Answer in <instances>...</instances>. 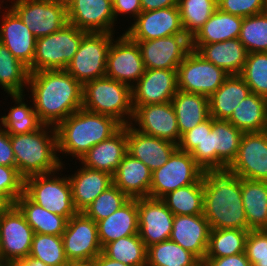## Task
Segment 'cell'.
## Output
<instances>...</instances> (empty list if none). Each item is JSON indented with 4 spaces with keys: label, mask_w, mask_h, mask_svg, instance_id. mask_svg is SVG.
Segmentation results:
<instances>
[{
    "label": "cell",
    "mask_w": 267,
    "mask_h": 266,
    "mask_svg": "<svg viewBox=\"0 0 267 266\" xmlns=\"http://www.w3.org/2000/svg\"><path fill=\"white\" fill-rule=\"evenodd\" d=\"M26 89L44 125L56 127L82 108L83 86L65 69L30 72Z\"/></svg>",
    "instance_id": "6da1fadb"
},
{
    "label": "cell",
    "mask_w": 267,
    "mask_h": 266,
    "mask_svg": "<svg viewBox=\"0 0 267 266\" xmlns=\"http://www.w3.org/2000/svg\"><path fill=\"white\" fill-rule=\"evenodd\" d=\"M203 215L212 229H242L247 226L241 193V178L229 167L203 170Z\"/></svg>",
    "instance_id": "7a4b0ae2"
},
{
    "label": "cell",
    "mask_w": 267,
    "mask_h": 266,
    "mask_svg": "<svg viewBox=\"0 0 267 266\" xmlns=\"http://www.w3.org/2000/svg\"><path fill=\"white\" fill-rule=\"evenodd\" d=\"M121 127L114 118L82 107L55 127L58 153L80 160L92 147L110 138Z\"/></svg>",
    "instance_id": "3957f363"
},
{
    "label": "cell",
    "mask_w": 267,
    "mask_h": 266,
    "mask_svg": "<svg viewBox=\"0 0 267 266\" xmlns=\"http://www.w3.org/2000/svg\"><path fill=\"white\" fill-rule=\"evenodd\" d=\"M16 168L26 178L53 173L62 168V156L58 157L56 128L42 125L38 130L10 135ZM60 158V159H59Z\"/></svg>",
    "instance_id": "277c9868"
},
{
    "label": "cell",
    "mask_w": 267,
    "mask_h": 266,
    "mask_svg": "<svg viewBox=\"0 0 267 266\" xmlns=\"http://www.w3.org/2000/svg\"><path fill=\"white\" fill-rule=\"evenodd\" d=\"M82 107L112 117L126 126L131 123L134 113L132 88L106 76L94 79L83 85Z\"/></svg>",
    "instance_id": "5b68a950"
},
{
    "label": "cell",
    "mask_w": 267,
    "mask_h": 266,
    "mask_svg": "<svg viewBox=\"0 0 267 266\" xmlns=\"http://www.w3.org/2000/svg\"><path fill=\"white\" fill-rule=\"evenodd\" d=\"M87 32L67 23L59 31L36 39L29 72L66 69Z\"/></svg>",
    "instance_id": "8992f818"
},
{
    "label": "cell",
    "mask_w": 267,
    "mask_h": 266,
    "mask_svg": "<svg viewBox=\"0 0 267 266\" xmlns=\"http://www.w3.org/2000/svg\"><path fill=\"white\" fill-rule=\"evenodd\" d=\"M36 175L24 180V193L36 204L69 220L78 211L72 200L69 178L58 176L59 171ZM58 172V173H57ZM57 174V175H56Z\"/></svg>",
    "instance_id": "52a82bcc"
},
{
    "label": "cell",
    "mask_w": 267,
    "mask_h": 266,
    "mask_svg": "<svg viewBox=\"0 0 267 266\" xmlns=\"http://www.w3.org/2000/svg\"><path fill=\"white\" fill-rule=\"evenodd\" d=\"M115 34L87 33L78 51L65 69L82 86L94 79L105 77L107 54Z\"/></svg>",
    "instance_id": "ba28073f"
},
{
    "label": "cell",
    "mask_w": 267,
    "mask_h": 266,
    "mask_svg": "<svg viewBox=\"0 0 267 266\" xmlns=\"http://www.w3.org/2000/svg\"><path fill=\"white\" fill-rule=\"evenodd\" d=\"M8 5L36 38L59 31L68 23L67 7L60 0H7ZM13 3V4H12Z\"/></svg>",
    "instance_id": "9c48e42d"
},
{
    "label": "cell",
    "mask_w": 267,
    "mask_h": 266,
    "mask_svg": "<svg viewBox=\"0 0 267 266\" xmlns=\"http://www.w3.org/2000/svg\"><path fill=\"white\" fill-rule=\"evenodd\" d=\"M203 177V169L190 153L177 149L168 161L152 172L149 197L161 199L169 192L197 183Z\"/></svg>",
    "instance_id": "30bf717a"
},
{
    "label": "cell",
    "mask_w": 267,
    "mask_h": 266,
    "mask_svg": "<svg viewBox=\"0 0 267 266\" xmlns=\"http://www.w3.org/2000/svg\"><path fill=\"white\" fill-rule=\"evenodd\" d=\"M229 76L223 69L191 50L177 68L178 90L210 97Z\"/></svg>",
    "instance_id": "8fae6325"
},
{
    "label": "cell",
    "mask_w": 267,
    "mask_h": 266,
    "mask_svg": "<svg viewBox=\"0 0 267 266\" xmlns=\"http://www.w3.org/2000/svg\"><path fill=\"white\" fill-rule=\"evenodd\" d=\"M145 67L137 42L122 33L113 39L107 54L106 77L133 87L144 74Z\"/></svg>",
    "instance_id": "7c38bea8"
},
{
    "label": "cell",
    "mask_w": 267,
    "mask_h": 266,
    "mask_svg": "<svg viewBox=\"0 0 267 266\" xmlns=\"http://www.w3.org/2000/svg\"><path fill=\"white\" fill-rule=\"evenodd\" d=\"M61 237L68 261L95 259L102 252L97 223L83 212L67 220Z\"/></svg>",
    "instance_id": "4fadbf2b"
},
{
    "label": "cell",
    "mask_w": 267,
    "mask_h": 266,
    "mask_svg": "<svg viewBox=\"0 0 267 266\" xmlns=\"http://www.w3.org/2000/svg\"><path fill=\"white\" fill-rule=\"evenodd\" d=\"M34 231L14 205L0 217V260L17 261L29 256Z\"/></svg>",
    "instance_id": "5bb4252c"
},
{
    "label": "cell",
    "mask_w": 267,
    "mask_h": 266,
    "mask_svg": "<svg viewBox=\"0 0 267 266\" xmlns=\"http://www.w3.org/2000/svg\"><path fill=\"white\" fill-rule=\"evenodd\" d=\"M137 42L145 69H177L192 50V40L186 34H176Z\"/></svg>",
    "instance_id": "9a60e30c"
},
{
    "label": "cell",
    "mask_w": 267,
    "mask_h": 266,
    "mask_svg": "<svg viewBox=\"0 0 267 266\" xmlns=\"http://www.w3.org/2000/svg\"><path fill=\"white\" fill-rule=\"evenodd\" d=\"M133 108L134 113L130 125L135 130L179 144L181 136L171 102L133 106Z\"/></svg>",
    "instance_id": "2e32d148"
},
{
    "label": "cell",
    "mask_w": 267,
    "mask_h": 266,
    "mask_svg": "<svg viewBox=\"0 0 267 266\" xmlns=\"http://www.w3.org/2000/svg\"><path fill=\"white\" fill-rule=\"evenodd\" d=\"M124 33L133 41L185 34L178 6L142 11Z\"/></svg>",
    "instance_id": "e0dca14e"
},
{
    "label": "cell",
    "mask_w": 267,
    "mask_h": 266,
    "mask_svg": "<svg viewBox=\"0 0 267 266\" xmlns=\"http://www.w3.org/2000/svg\"><path fill=\"white\" fill-rule=\"evenodd\" d=\"M138 234L148 248L170 238L174 214L161 199L137 198Z\"/></svg>",
    "instance_id": "ac0fdd59"
},
{
    "label": "cell",
    "mask_w": 267,
    "mask_h": 266,
    "mask_svg": "<svg viewBox=\"0 0 267 266\" xmlns=\"http://www.w3.org/2000/svg\"><path fill=\"white\" fill-rule=\"evenodd\" d=\"M229 168L240 178L267 181V130L243 133L237 157Z\"/></svg>",
    "instance_id": "d6986e66"
},
{
    "label": "cell",
    "mask_w": 267,
    "mask_h": 266,
    "mask_svg": "<svg viewBox=\"0 0 267 266\" xmlns=\"http://www.w3.org/2000/svg\"><path fill=\"white\" fill-rule=\"evenodd\" d=\"M67 20L87 33H116L112 0H73L67 6Z\"/></svg>",
    "instance_id": "ffe728a7"
},
{
    "label": "cell",
    "mask_w": 267,
    "mask_h": 266,
    "mask_svg": "<svg viewBox=\"0 0 267 266\" xmlns=\"http://www.w3.org/2000/svg\"><path fill=\"white\" fill-rule=\"evenodd\" d=\"M177 91V69H145L132 87V104L142 106L171 102Z\"/></svg>",
    "instance_id": "44dd1931"
},
{
    "label": "cell",
    "mask_w": 267,
    "mask_h": 266,
    "mask_svg": "<svg viewBox=\"0 0 267 266\" xmlns=\"http://www.w3.org/2000/svg\"><path fill=\"white\" fill-rule=\"evenodd\" d=\"M0 15V43L25 66L30 68L33 63L36 47V37L22 22L19 16L10 8L3 7ZM7 8V9H6Z\"/></svg>",
    "instance_id": "7402d4cb"
},
{
    "label": "cell",
    "mask_w": 267,
    "mask_h": 266,
    "mask_svg": "<svg viewBox=\"0 0 267 266\" xmlns=\"http://www.w3.org/2000/svg\"><path fill=\"white\" fill-rule=\"evenodd\" d=\"M210 231L209 223L203 214L175 215L169 239L190 251L199 260H204Z\"/></svg>",
    "instance_id": "603a6c76"
},
{
    "label": "cell",
    "mask_w": 267,
    "mask_h": 266,
    "mask_svg": "<svg viewBox=\"0 0 267 266\" xmlns=\"http://www.w3.org/2000/svg\"><path fill=\"white\" fill-rule=\"evenodd\" d=\"M177 149L178 145L173 142L143 134L127 125V153L152 172L162 167Z\"/></svg>",
    "instance_id": "cb8c5ba5"
},
{
    "label": "cell",
    "mask_w": 267,
    "mask_h": 266,
    "mask_svg": "<svg viewBox=\"0 0 267 266\" xmlns=\"http://www.w3.org/2000/svg\"><path fill=\"white\" fill-rule=\"evenodd\" d=\"M127 153V125L122 126L110 138L96 144L79 162L91 169L113 175Z\"/></svg>",
    "instance_id": "d4e9b609"
},
{
    "label": "cell",
    "mask_w": 267,
    "mask_h": 266,
    "mask_svg": "<svg viewBox=\"0 0 267 266\" xmlns=\"http://www.w3.org/2000/svg\"><path fill=\"white\" fill-rule=\"evenodd\" d=\"M69 175L75 209L83 212L104 190L113 184L112 175L82 166Z\"/></svg>",
    "instance_id": "484cf974"
},
{
    "label": "cell",
    "mask_w": 267,
    "mask_h": 266,
    "mask_svg": "<svg viewBox=\"0 0 267 266\" xmlns=\"http://www.w3.org/2000/svg\"><path fill=\"white\" fill-rule=\"evenodd\" d=\"M112 179L113 184L130 199L149 197L152 171L128 153L124 155Z\"/></svg>",
    "instance_id": "4316f807"
},
{
    "label": "cell",
    "mask_w": 267,
    "mask_h": 266,
    "mask_svg": "<svg viewBox=\"0 0 267 266\" xmlns=\"http://www.w3.org/2000/svg\"><path fill=\"white\" fill-rule=\"evenodd\" d=\"M192 49L229 75H240L248 55L239 38L211 44H192Z\"/></svg>",
    "instance_id": "83f0119b"
},
{
    "label": "cell",
    "mask_w": 267,
    "mask_h": 266,
    "mask_svg": "<svg viewBox=\"0 0 267 266\" xmlns=\"http://www.w3.org/2000/svg\"><path fill=\"white\" fill-rule=\"evenodd\" d=\"M98 238L102 248L122 237L138 234L139 220L137 199H130L109 217L97 222Z\"/></svg>",
    "instance_id": "f1b7e54d"
},
{
    "label": "cell",
    "mask_w": 267,
    "mask_h": 266,
    "mask_svg": "<svg viewBox=\"0 0 267 266\" xmlns=\"http://www.w3.org/2000/svg\"><path fill=\"white\" fill-rule=\"evenodd\" d=\"M251 93L240 75H229L224 83L208 98L210 116L228 120L239 103Z\"/></svg>",
    "instance_id": "f546056e"
},
{
    "label": "cell",
    "mask_w": 267,
    "mask_h": 266,
    "mask_svg": "<svg viewBox=\"0 0 267 266\" xmlns=\"http://www.w3.org/2000/svg\"><path fill=\"white\" fill-rule=\"evenodd\" d=\"M180 136L210 117L208 97L178 90L171 100Z\"/></svg>",
    "instance_id": "4dcf8cb0"
},
{
    "label": "cell",
    "mask_w": 267,
    "mask_h": 266,
    "mask_svg": "<svg viewBox=\"0 0 267 266\" xmlns=\"http://www.w3.org/2000/svg\"><path fill=\"white\" fill-rule=\"evenodd\" d=\"M241 193L248 228L267 229V181L241 178Z\"/></svg>",
    "instance_id": "1f68e13d"
},
{
    "label": "cell",
    "mask_w": 267,
    "mask_h": 266,
    "mask_svg": "<svg viewBox=\"0 0 267 266\" xmlns=\"http://www.w3.org/2000/svg\"><path fill=\"white\" fill-rule=\"evenodd\" d=\"M243 17L216 9L191 39L192 44H211L239 38Z\"/></svg>",
    "instance_id": "d6a6232c"
},
{
    "label": "cell",
    "mask_w": 267,
    "mask_h": 266,
    "mask_svg": "<svg viewBox=\"0 0 267 266\" xmlns=\"http://www.w3.org/2000/svg\"><path fill=\"white\" fill-rule=\"evenodd\" d=\"M228 121L243 133L267 130V99L250 93L234 109Z\"/></svg>",
    "instance_id": "836d02e7"
},
{
    "label": "cell",
    "mask_w": 267,
    "mask_h": 266,
    "mask_svg": "<svg viewBox=\"0 0 267 266\" xmlns=\"http://www.w3.org/2000/svg\"><path fill=\"white\" fill-rule=\"evenodd\" d=\"M15 206L23 214L34 233L55 236H62L64 233L67 219L42 208L34 203L25 193L15 201Z\"/></svg>",
    "instance_id": "e575fe53"
},
{
    "label": "cell",
    "mask_w": 267,
    "mask_h": 266,
    "mask_svg": "<svg viewBox=\"0 0 267 266\" xmlns=\"http://www.w3.org/2000/svg\"><path fill=\"white\" fill-rule=\"evenodd\" d=\"M243 132L228 120L212 117V142L215 149V168L229 167L237 157Z\"/></svg>",
    "instance_id": "d590c367"
},
{
    "label": "cell",
    "mask_w": 267,
    "mask_h": 266,
    "mask_svg": "<svg viewBox=\"0 0 267 266\" xmlns=\"http://www.w3.org/2000/svg\"><path fill=\"white\" fill-rule=\"evenodd\" d=\"M15 102L10 111L0 117L1 127L10 135L26 134L38 130L43 123L32 106L24 102L25 94L9 95Z\"/></svg>",
    "instance_id": "8d00e7d4"
},
{
    "label": "cell",
    "mask_w": 267,
    "mask_h": 266,
    "mask_svg": "<svg viewBox=\"0 0 267 266\" xmlns=\"http://www.w3.org/2000/svg\"><path fill=\"white\" fill-rule=\"evenodd\" d=\"M161 200L174 215L203 214V177L197 183L169 192Z\"/></svg>",
    "instance_id": "74e56055"
},
{
    "label": "cell",
    "mask_w": 267,
    "mask_h": 266,
    "mask_svg": "<svg viewBox=\"0 0 267 266\" xmlns=\"http://www.w3.org/2000/svg\"><path fill=\"white\" fill-rule=\"evenodd\" d=\"M29 75V68L0 43V87L7 95L25 94Z\"/></svg>",
    "instance_id": "f35d334b"
},
{
    "label": "cell",
    "mask_w": 267,
    "mask_h": 266,
    "mask_svg": "<svg viewBox=\"0 0 267 266\" xmlns=\"http://www.w3.org/2000/svg\"><path fill=\"white\" fill-rule=\"evenodd\" d=\"M250 230L212 229L205 258H220L245 252Z\"/></svg>",
    "instance_id": "ab89813d"
},
{
    "label": "cell",
    "mask_w": 267,
    "mask_h": 266,
    "mask_svg": "<svg viewBox=\"0 0 267 266\" xmlns=\"http://www.w3.org/2000/svg\"><path fill=\"white\" fill-rule=\"evenodd\" d=\"M102 253L129 266H147V248L139 234L122 237L106 244Z\"/></svg>",
    "instance_id": "60d3db41"
},
{
    "label": "cell",
    "mask_w": 267,
    "mask_h": 266,
    "mask_svg": "<svg viewBox=\"0 0 267 266\" xmlns=\"http://www.w3.org/2000/svg\"><path fill=\"white\" fill-rule=\"evenodd\" d=\"M199 259L168 239L147 248V266H193Z\"/></svg>",
    "instance_id": "b9f144b4"
},
{
    "label": "cell",
    "mask_w": 267,
    "mask_h": 266,
    "mask_svg": "<svg viewBox=\"0 0 267 266\" xmlns=\"http://www.w3.org/2000/svg\"><path fill=\"white\" fill-rule=\"evenodd\" d=\"M181 22L191 39L218 8L217 0H178Z\"/></svg>",
    "instance_id": "7bdbcfd3"
},
{
    "label": "cell",
    "mask_w": 267,
    "mask_h": 266,
    "mask_svg": "<svg viewBox=\"0 0 267 266\" xmlns=\"http://www.w3.org/2000/svg\"><path fill=\"white\" fill-rule=\"evenodd\" d=\"M28 257L39 259L48 266H65L68 263L62 237L55 235L34 233Z\"/></svg>",
    "instance_id": "ee69618b"
},
{
    "label": "cell",
    "mask_w": 267,
    "mask_h": 266,
    "mask_svg": "<svg viewBox=\"0 0 267 266\" xmlns=\"http://www.w3.org/2000/svg\"><path fill=\"white\" fill-rule=\"evenodd\" d=\"M239 40L248 53L267 52V10L243 18Z\"/></svg>",
    "instance_id": "f6af8a7d"
},
{
    "label": "cell",
    "mask_w": 267,
    "mask_h": 266,
    "mask_svg": "<svg viewBox=\"0 0 267 266\" xmlns=\"http://www.w3.org/2000/svg\"><path fill=\"white\" fill-rule=\"evenodd\" d=\"M240 76L251 93L267 99V52L248 53Z\"/></svg>",
    "instance_id": "bcb514c9"
},
{
    "label": "cell",
    "mask_w": 267,
    "mask_h": 266,
    "mask_svg": "<svg viewBox=\"0 0 267 266\" xmlns=\"http://www.w3.org/2000/svg\"><path fill=\"white\" fill-rule=\"evenodd\" d=\"M130 198L118 187L112 184L104 190L84 211L83 213L98 222L109 217L115 211L124 206Z\"/></svg>",
    "instance_id": "7dc6e473"
},
{
    "label": "cell",
    "mask_w": 267,
    "mask_h": 266,
    "mask_svg": "<svg viewBox=\"0 0 267 266\" xmlns=\"http://www.w3.org/2000/svg\"><path fill=\"white\" fill-rule=\"evenodd\" d=\"M196 163L203 169H215V149L212 142V117L203 122V138L190 153Z\"/></svg>",
    "instance_id": "c3c4849f"
},
{
    "label": "cell",
    "mask_w": 267,
    "mask_h": 266,
    "mask_svg": "<svg viewBox=\"0 0 267 266\" xmlns=\"http://www.w3.org/2000/svg\"><path fill=\"white\" fill-rule=\"evenodd\" d=\"M245 254L251 266H267V229L248 232Z\"/></svg>",
    "instance_id": "681fc988"
},
{
    "label": "cell",
    "mask_w": 267,
    "mask_h": 266,
    "mask_svg": "<svg viewBox=\"0 0 267 266\" xmlns=\"http://www.w3.org/2000/svg\"><path fill=\"white\" fill-rule=\"evenodd\" d=\"M217 5L221 11L243 18L267 10V0H217Z\"/></svg>",
    "instance_id": "f907efd6"
},
{
    "label": "cell",
    "mask_w": 267,
    "mask_h": 266,
    "mask_svg": "<svg viewBox=\"0 0 267 266\" xmlns=\"http://www.w3.org/2000/svg\"><path fill=\"white\" fill-rule=\"evenodd\" d=\"M0 193L7 195L14 203L24 193V179L16 167L0 165Z\"/></svg>",
    "instance_id": "816d5d0a"
},
{
    "label": "cell",
    "mask_w": 267,
    "mask_h": 266,
    "mask_svg": "<svg viewBox=\"0 0 267 266\" xmlns=\"http://www.w3.org/2000/svg\"><path fill=\"white\" fill-rule=\"evenodd\" d=\"M113 13L115 20L118 16L130 15V19L133 20L142 12V6L140 0H112ZM122 14V15H121Z\"/></svg>",
    "instance_id": "f5cc1de1"
},
{
    "label": "cell",
    "mask_w": 267,
    "mask_h": 266,
    "mask_svg": "<svg viewBox=\"0 0 267 266\" xmlns=\"http://www.w3.org/2000/svg\"><path fill=\"white\" fill-rule=\"evenodd\" d=\"M203 138V122L195 126L192 130L185 132L180 139L178 149L191 153Z\"/></svg>",
    "instance_id": "db71d44e"
},
{
    "label": "cell",
    "mask_w": 267,
    "mask_h": 266,
    "mask_svg": "<svg viewBox=\"0 0 267 266\" xmlns=\"http://www.w3.org/2000/svg\"><path fill=\"white\" fill-rule=\"evenodd\" d=\"M0 165L16 167L15 156L12 149L10 134L0 125Z\"/></svg>",
    "instance_id": "11a10c76"
},
{
    "label": "cell",
    "mask_w": 267,
    "mask_h": 266,
    "mask_svg": "<svg viewBox=\"0 0 267 266\" xmlns=\"http://www.w3.org/2000/svg\"><path fill=\"white\" fill-rule=\"evenodd\" d=\"M208 266H251L245 252L220 258H204Z\"/></svg>",
    "instance_id": "9f6ffc18"
},
{
    "label": "cell",
    "mask_w": 267,
    "mask_h": 266,
    "mask_svg": "<svg viewBox=\"0 0 267 266\" xmlns=\"http://www.w3.org/2000/svg\"><path fill=\"white\" fill-rule=\"evenodd\" d=\"M142 11L178 6V0H140Z\"/></svg>",
    "instance_id": "6f0895ef"
},
{
    "label": "cell",
    "mask_w": 267,
    "mask_h": 266,
    "mask_svg": "<svg viewBox=\"0 0 267 266\" xmlns=\"http://www.w3.org/2000/svg\"><path fill=\"white\" fill-rule=\"evenodd\" d=\"M94 262L96 266H129L123 264L122 262L108 258L102 252L94 259Z\"/></svg>",
    "instance_id": "680465c9"
},
{
    "label": "cell",
    "mask_w": 267,
    "mask_h": 266,
    "mask_svg": "<svg viewBox=\"0 0 267 266\" xmlns=\"http://www.w3.org/2000/svg\"><path fill=\"white\" fill-rule=\"evenodd\" d=\"M11 266H48L41 260L27 257L25 259L11 261Z\"/></svg>",
    "instance_id": "91938a15"
},
{
    "label": "cell",
    "mask_w": 267,
    "mask_h": 266,
    "mask_svg": "<svg viewBox=\"0 0 267 266\" xmlns=\"http://www.w3.org/2000/svg\"><path fill=\"white\" fill-rule=\"evenodd\" d=\"M15 203L5 194L0 193V217L8 212Z\"/></svg>",
    "instance_id": "94428289"
},
{
    "label": "cell",
    "mask_w": 267,
    "mask_h": 266,
    "mask_svg": "<svg viewBox=\"0 0 267 266\" xmlns=\"http://www.w3.org/2000/svg\"><path fill=\"white\" fill-rule=\"evenodd\" d=\"M65 266H96L94 259L89 260H78V261H68Z\"/></svg>",
    "instance_id": "6125c7cd"
},
{
    "label": "cell",
    "mask_w": 267,
    "mask_h": 266,
    "mask_svg": "<svg viewBox=\"0 0 267 266\" xmlns=\"http://www.w3.org/2000/svg\"><path fill=\"white\" fill-rule=\"evenodd\" d=\"M193 266H208L206 260H199Z\"/></svg>",
    "instance_id": "be15d7a7"
},
{
    "label": "cell",
    "mask_w": 267,
    "mask_h": 266,
    "mask_svg": "<svg viewBox=\"0 0 267 266\" xmlns=\"http://www.w3.org/2000/svg\"><path fill=\"white\" fill-rule=\"evenodd\" d=\"M0 266H11V262L1 261L0 260Z\"/></svg>",
    "instance_id": "e7e4bbea"
},
{
    "label": "cell",
    "mask_w": 267,
    "mask_h": 266,
    "mask_svg": "<svg viewBox=\"0 0 267 266\" xmlns=\"http://www.w3.org/2000/svg\"><path fill=\"white\" fill-rule=\"evenodd\" d=\"M66 7L73 1V0H60Z\"/></svg>",
    "instance_id": "03108f58"
},
{
    "label": "cell",
    "mask_w": 267,
    "mask_h": 266,
    "mask_svg": "<svg viewBox=\"0 0 267 266\" xmlns=\"http://www.w3.org/2000/svg\"><path fill=\"white\" fill-rule=\"evenodd\" d=\"M4 1H5V0H2V1L0 0V13L2 12L1 10H2L3 4L5 3ZM2 3H3V4H2Z\"/></svg>",
    "instance_id": "003e7915"
}]
</instances>
